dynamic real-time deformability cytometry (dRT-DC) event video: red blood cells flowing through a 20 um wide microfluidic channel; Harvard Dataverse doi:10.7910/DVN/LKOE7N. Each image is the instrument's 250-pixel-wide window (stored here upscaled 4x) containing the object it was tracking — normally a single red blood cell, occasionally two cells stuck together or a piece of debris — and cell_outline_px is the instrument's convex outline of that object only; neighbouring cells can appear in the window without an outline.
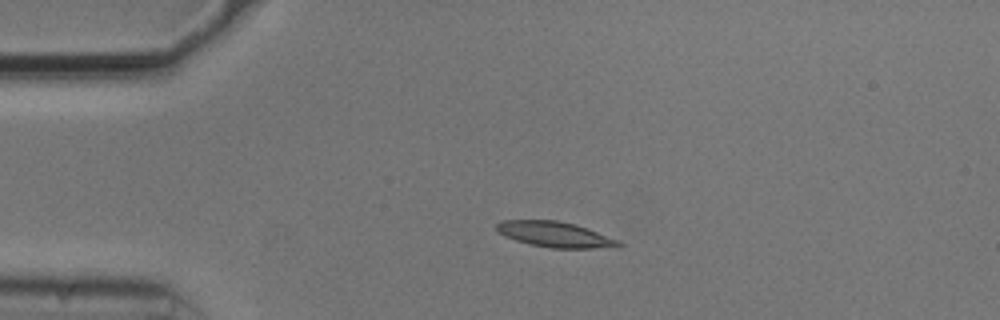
{"species": "common noctule bat (a hibernating species)", "species_latin": "Nyctalus noctula", "temperature_condition": "cold", "stored_images_in_passage": 43, "camera_frame_rate_fps": 3000, "um_per_image_px": 0.085, "animal": {"sex": "male", "body_mass_g": 20.5, "forearm_length_mm": 52.5}, "frame": {"image": 1, "passage_image": 1, "time_ms": 0.0, "image_size_px": [1000, 320], "cell_outline_px": [[624, 244], [620, 248], [552, 248], [532, 244], [516, 240], [496, 232], [496, 224], [500, 220], [556, 220], [572, 224], [620, 240]], "centroid_in_image_um": [47.2, 19.94], "position_along_channel_um": 37.8, "area_um2": 18.03}}
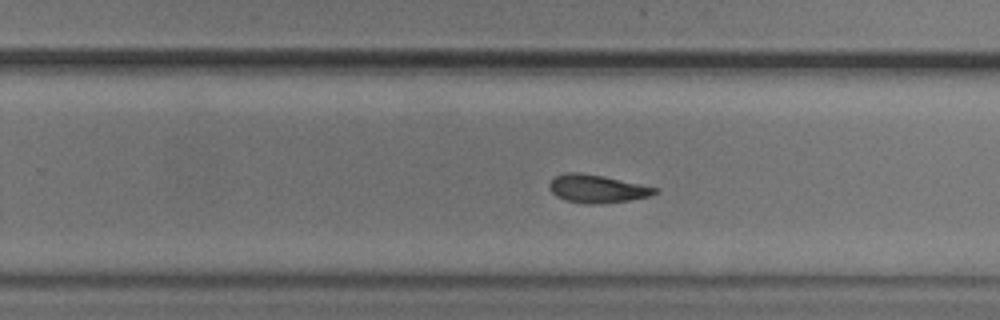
{"frame": {"image": 2, "passage_image": 23, "time_ms": 7.333, "image_size_px": [1000, 320], "cell_outline_px": [[660, 192], [652, 196], [628, 200], [600, 204], [584, 204], [564, 200], [556, 196], [548, 188], [548, 184], [556, 176], [564, 172], [580, 172], [604, 176], [660, 188]], "centroid_in_image_um": [50.77, 16.04], "position_along_channel_um": 279.0, "area_um2": 17.57}}
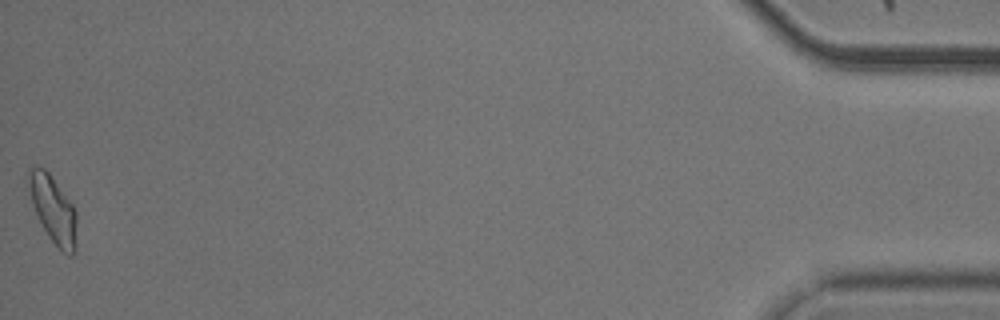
{"frame": {"image": 3, "passage_image": 43, "time_ms": 14.0, "image_size_px": [1000, 320], "cell_outline_px": [[76, 252], [72, 256], [68, 256], [48, 236], [36, 216], [32, 204], [24, 176], [28, 168], [36, 164], [44, 168], [48, 172], [72, 204], [76, 212]], "centroid_in_image_um": [4.46, 17.74], "position_along_channel_um": 430.7, "area_um2": 19.25}, "authors_computed_cell_mechanics": {"area_um2": 17.3978, "velocity_mm_per_s": 3.7235, "shape_relaxation_time_tau1_ms": 4.6495, "shape_relaxation_time_tau2_ms": 2.5137, "deformation_change_tau1": 0.1546, "deformation_change_tau2": 0.0789}}